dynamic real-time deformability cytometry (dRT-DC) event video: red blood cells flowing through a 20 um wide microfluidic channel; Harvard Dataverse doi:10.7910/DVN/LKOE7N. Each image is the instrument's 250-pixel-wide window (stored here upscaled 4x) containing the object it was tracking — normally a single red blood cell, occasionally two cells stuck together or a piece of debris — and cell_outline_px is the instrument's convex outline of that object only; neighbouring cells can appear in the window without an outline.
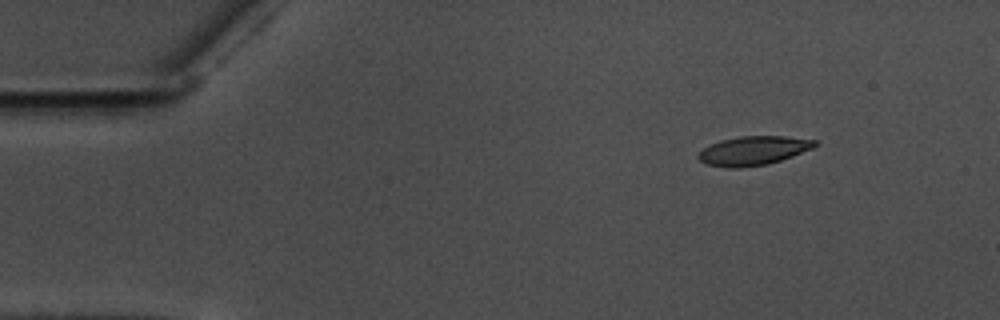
{"species": "common noctule bat (a hibernating species)", "species_latin": "Nyctalus noctula", "temperature_condition": "warm", "stored_images_in_passage": 51, "camera_frame_rate_fps": 3000, "um_per_image_px": 0.085, "animal": {"sex": "male", "body_mass_g": 17.5, "forearm_length_mm": 52.3}, "frame": {"image": 1, "passage_image": 1, "time_ms": 0.0, "image_size_px": [1000, 320], "cell_outline_px": [[820, 144], [812, 148], [792, 156], [768, 164], [740, 168], [732, 168], [708, 164], [700, 160], [696, 156], [704, 148], [720, 140], [740, 136], [784, 136], [816, 140]], "centroid_in_image_um": [64.06, 12.8], "position_along_channel_um": 20.9, "area_um2": 19.54}}
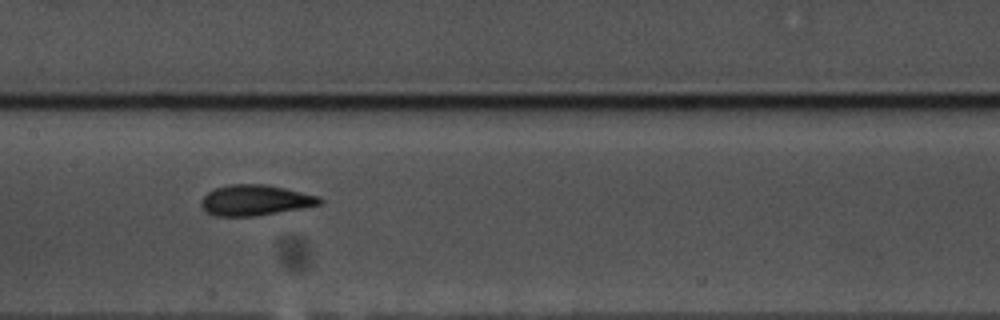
{"frame": {"image": 2, "passage_image": 22, "time_ms": 7.0, "image_size_px": [1000, 320], "cell_outline_px": [[324, 200], [320, 204], [300, 208], [256, 216], [216, 216], [204, 212], [200, 204], [200, 200], [208, 192], [216, 188], [228, 184], [264, 184], [284, 188], [320, 196]], "centroid_in_image_um": [21.65, 17.02], "position_along_channel_um": 185.7, "area_um2": 21.15}}
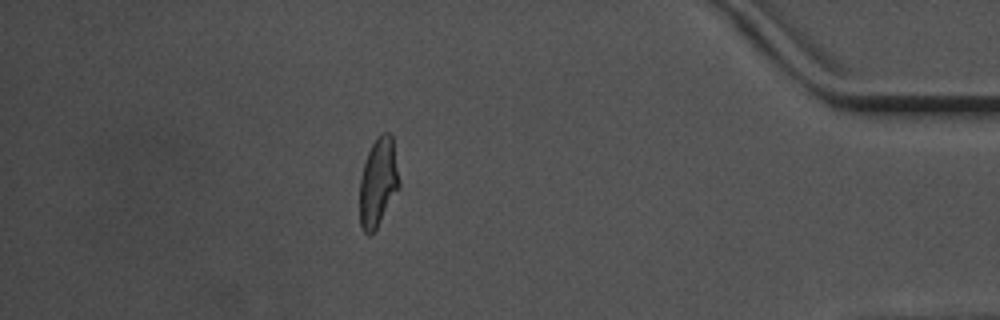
{"frame": {"image": 3, "passage_image": 44, "time_ms": 14.333, "image_size_px": [1000, 320], "cell_outline_px": [[400, 188], [372, 236], [368, 236], [364, 232], [360, 224], [360, 176], [368, 152], [376, 136], [380, 132], [388, 132], [392, 136], [400, 180]], "centroid_in_image_um": [32.15, 15.51], "position_along_channel_um": 403.0, "area_um2": 20.75}, "authors_computed_cell_mechanics": {"area_um2": 20.519, "velocity_mm_per_s": 3.5742, "shape_relaxation_time_tau1_ms": 3.8405, "shape_relaxation_time_tau2_ms": 1.5688, "deformation_change_tau1": 0.1711, "deformation_change_tau2": 0.0976}}